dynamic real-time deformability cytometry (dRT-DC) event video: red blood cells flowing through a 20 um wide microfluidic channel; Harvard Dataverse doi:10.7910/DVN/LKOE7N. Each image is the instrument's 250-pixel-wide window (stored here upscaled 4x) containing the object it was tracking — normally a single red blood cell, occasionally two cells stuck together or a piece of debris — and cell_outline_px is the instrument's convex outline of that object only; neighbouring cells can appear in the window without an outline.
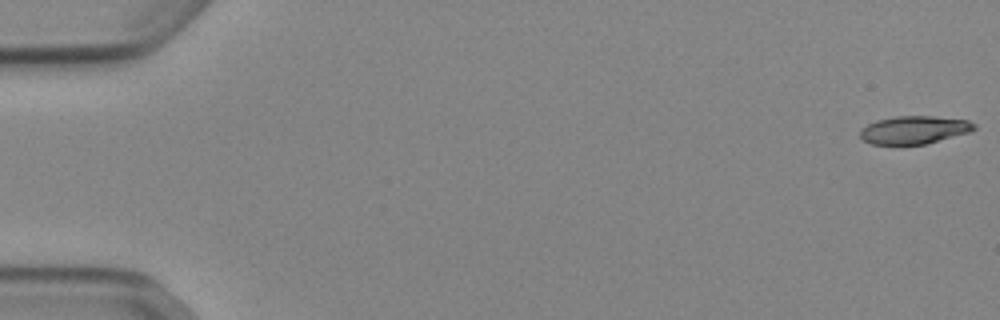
{"species": "Egyptian fruit bat (a non-hibernating species)", "species_latin": "Rousettus aegyptiacus", "temperature_condition": "cold", "stored_images_in_passage": 53, "camera_frame_rate_fps": 3000, "um_per_image_px": 0.085, "animal": {"sex": "female"}, "frame": {"image": 1, "passage_image": 1, "time_ms": 0.0, "image_size_px": [1000, 320], "cell_outline_px": [[976, 128], [972, 132], [924, 144], [872, 144], [864, 140], [860, 136], [860, 132], [868, 124], [876, 120], [896, 116], [932, 116], [968, 120], [976, 124]], "centroid_in_image_um": [77.75, 11.03], "position_along_channel_um": 7.2, "area_um2": 18.5}}
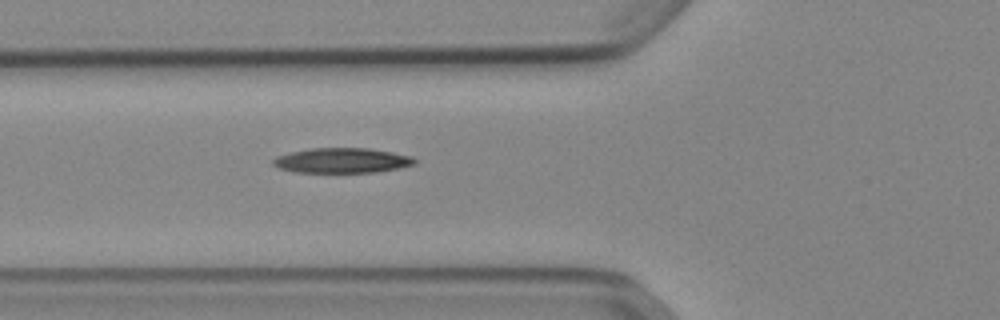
{"frame": {"image": 2, "passage_image": 20, "time_ms": 6.333, "image_size_px": [1000, 320], "cell_outline_px": [[416, 164], [400, 168], [376, 172], [292, 172], [280, 168], [272, 164], [272, 160], [276, 156], [292, 152], [312, 148], [368, 148], [392, 152], [412, 156], [416, 160]], "centroid_in_image_um": [29.09, 13.64], "position_along_channel_um": 96.7, "area_um2": 20.63}}
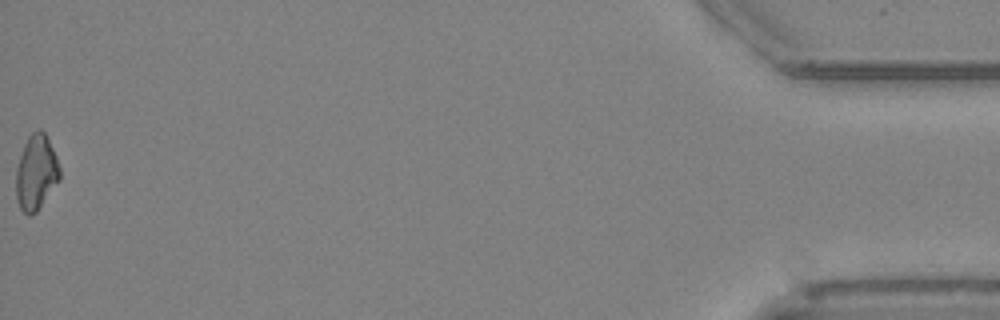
{"frame": {"image": 3, "passage_image": 53, "time_ms": 17.333, "image_size_px": [1000, 320], "cell_outline_px": [[60, 180], [36, 212], [28, 216], [20, 208], [16, 200], [16, 168], [24, 144], [28, 136], [36, 128], [40, 128], [44, 132], [56, 156], [60, 168]], "centroid_in_image_um": [3.06, 14.66], "position_along_channel_um": 432.1, "area_um2": 19.19}, "authors_computed_cell_mechanics": {"area_um2": 19.8254, "velocity_mm_per_s": 3.9016, "shape_relaxation_time_tau1_ms": 5.0953, "shape_relaxation_time_tau2_ms": null, "deformation_change_tau1": 0.1357, "deformation_change_tau2": null}}